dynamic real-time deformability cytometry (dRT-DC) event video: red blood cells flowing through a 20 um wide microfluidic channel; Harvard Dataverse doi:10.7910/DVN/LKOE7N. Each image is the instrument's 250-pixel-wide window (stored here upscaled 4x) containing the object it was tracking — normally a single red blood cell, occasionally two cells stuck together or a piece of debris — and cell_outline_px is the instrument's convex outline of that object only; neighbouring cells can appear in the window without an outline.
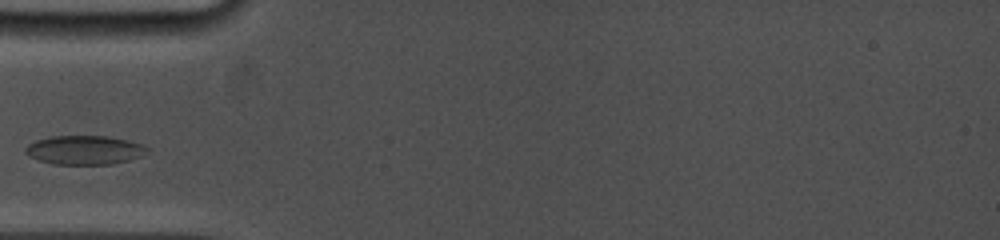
{"species": "common noctule bat (a hibernating species)", "species_latin": "Nyctalus noctula", "temperature_condition": "cold", "stored_images_in_passage": 4, "camera_frame_rate_fps": 5000, "um_per_image_px": 0.085, "animal": {"sex": "female", "body_mass_g": 19.0, "forearm_length_mm": 53.3}, "frame": {"image": 1, "passage_image": 3, "time_ms": 2.2, "image_size_px": [1000, 240], "cell_outline_px": [[148, 152], [140, 156], [128, 160], [112, 164], [52, 164], [28, 156], [24, 152], [24, 148], [28, 144], [36, 140], [52, 136], [108, 136], [128, 140], [140, 144], [148, 148]], "centroid_in_image_um": [7.15, 12.75], "position_along_channel_um": 77.8, "area_um2": 20.52}}
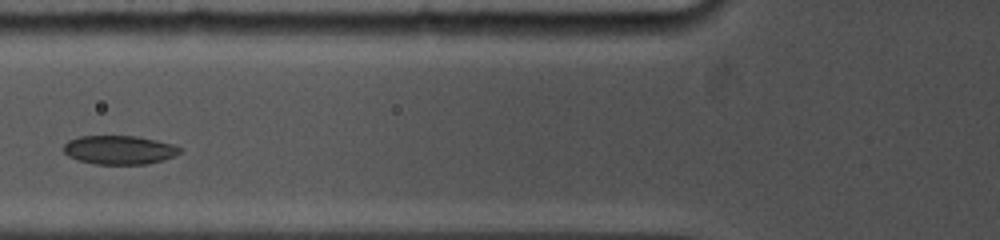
{"frame": {"image": 2, "passage_image": 4, "time_ms": 3.2, "image_size_px": [1000, 240], "cell_outline_px": [[184, 152], [176, 156], [164, 160], [148, 164], [96, 164], [80, 160], [68, 156], [64, 152], [64, 144], [68, 140], [80, 136], [136, 136], [176, 144], [184, 148]], "centroid_in_image_um": [10.24, 12.74], "position_along_channel_um": 115.6, "area_um2": 19.83}}